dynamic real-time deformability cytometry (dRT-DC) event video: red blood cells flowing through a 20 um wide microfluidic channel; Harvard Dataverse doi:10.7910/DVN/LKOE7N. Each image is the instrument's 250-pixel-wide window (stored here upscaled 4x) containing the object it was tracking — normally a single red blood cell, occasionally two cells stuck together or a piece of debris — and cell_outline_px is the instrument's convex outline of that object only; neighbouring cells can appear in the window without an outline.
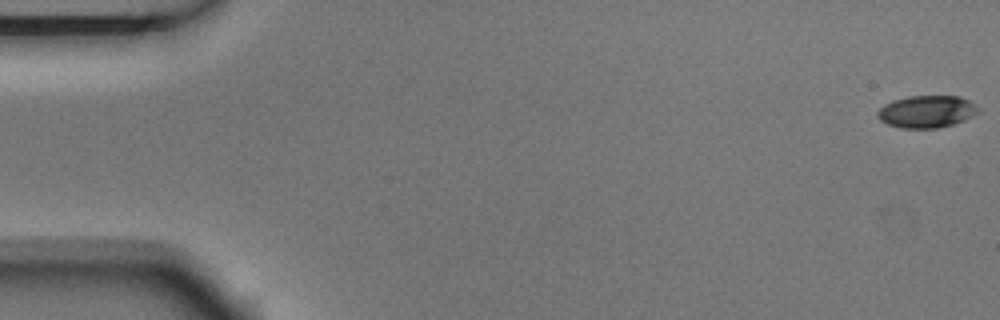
{"species": "Egyptian fruit bat (a non-hibernating species)", "species_latin": "Rousettus aegyptiacus", "temperature_condition": "room temperature", "stored_images_in_passage": 5, "camera_frame_rate_fps": 3000, "um_per_image_px": 0.085, "animal": {"sex": "male"}, "frame": {"image": 1, "passage_image": 1, "time_ms": 0.0, "image_size_px": [1000, 320], "cell_outline_px": [[980, 112], [964, 120], [940, 128], [900, 128], [888, 124], [880, 120], [876, 116], [876, 112], [884, 104], [892, 100], [908, 96], [960, 96], [968, 100], [980, 108]], "centroid_in_image_um": [78.76, 9.48], "position_along_channel_um": 6.2, "area_um2": 19.07}}
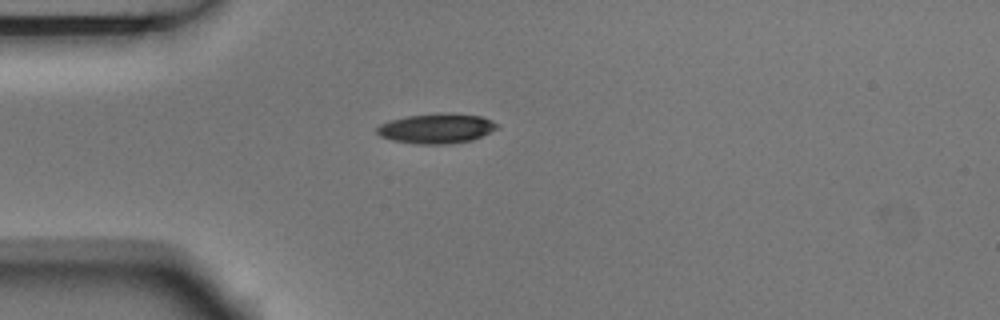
{"frame": {"image": 2, "passage_image": 5, "time_ms": 1.333, "image_size_px": [1000, 320], "cell_outline_px": [[500, 128], [472, 140], [448, 144], [416, 144], [392, 140], [380, 136], [376, 132], [376, 128], [380, 124], [388, 120], [408, 116], [444, 112], [452, 112], [484, 116], [500, 124]], "centroid_in_image_um": [37.15, 10.9], "position_along_channel_um": 47.9, "area_um2": 21.39}}